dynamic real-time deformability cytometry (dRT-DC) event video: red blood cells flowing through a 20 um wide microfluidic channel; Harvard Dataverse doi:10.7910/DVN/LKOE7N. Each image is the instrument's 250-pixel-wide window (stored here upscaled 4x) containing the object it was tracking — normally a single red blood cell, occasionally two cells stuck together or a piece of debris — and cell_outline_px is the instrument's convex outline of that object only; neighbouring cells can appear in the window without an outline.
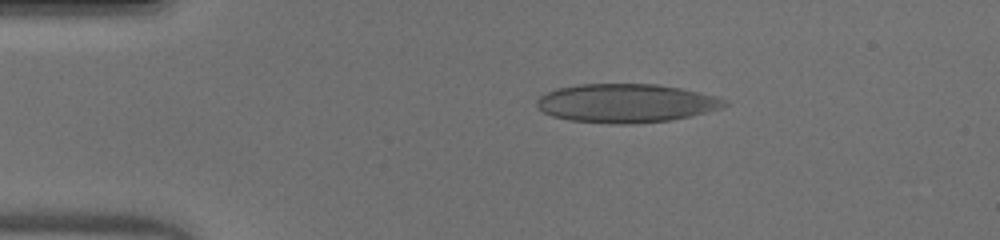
{"species": "human", "species_latin": "Homo sapiens", "temperature_condition": "warm", "stored_images_in_passage": 50, "camera_frame_rate_fps": 3000, "um_per_image_px": 0.085, "donor": {"sex": "male"}, "frame": {"image": 1, "passage_image": 10, "time_ms": 3.0, "image_size_px": [1000, 240], "cell_outline_px": [[728, 104], [720, 108], [688, 116], [668, 120], [632, 124], [608, 124], [568, 120], [552, 116], [544, 112], [536, 104], [536, 100], [540, 96], [556, 88], [580, 84], [656, 84], [680, 88], [716, 96], [728, 100]], "centroid_in_image_um": [53.18, 8.77], "position_along_channel_um": 31.8, "area_um2": 42.19}}
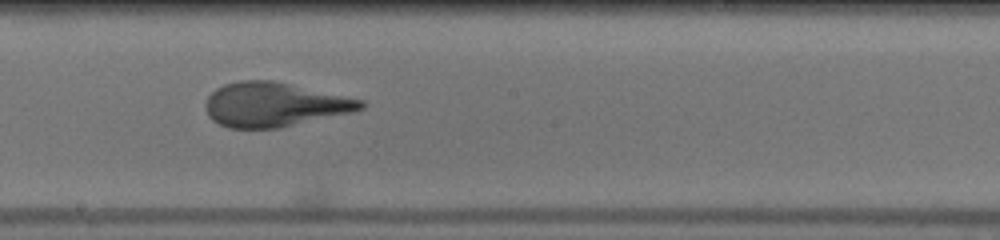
{"frame": {"image": 2, "passage_image": 28, "time_ms": 9.0, "image_size_px": [1000, 240], "cell_outline_px": [[364, 108], [352, 112], [280, 128], [228, 128], [212, 120], [208, 116], [204, 108], [204, 104], [208, 96], [216, 88], [224, 84], [240, 80], [272, 80], [364, 100]], "centroid_in_image_um": [23.27, 8.89], "position_along_channel_um": 224.9, "area_um2": 40.06}}
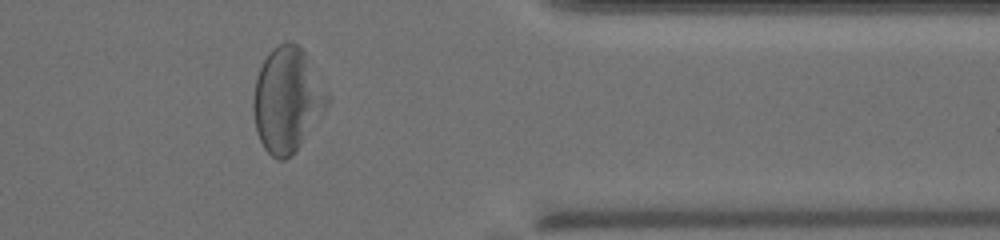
{"frame": {"image": 3, "passage_image": 41, "time_ms": 13.333, "image_size_px": [1000, 240], "cell_outline_px": [[332, 100], [292, 156], [284, 160], [276, 160], [264, 148], [256, 132], [252, 108], [252, 100], [256, 76], [268, 52], [276, 44], [288, 40], [296, 44], [304, 52]], "centroid_in_image_um": [24.38, 8.49], "position_along_channel_um": 387.0, "area_um2": 45.2}, "authors_computed_cell_mechanics": {"area_um2": 42.2518, "velocity_mm_per_s": 4.0896, "shape_relaxation_time_tau1_ms": 5.0795, "shape_relaxation_time_tau2_ms": 0.7385, "deformation_change_tau1": 0.2296, "deformation_change_tau2": 0.0921}}